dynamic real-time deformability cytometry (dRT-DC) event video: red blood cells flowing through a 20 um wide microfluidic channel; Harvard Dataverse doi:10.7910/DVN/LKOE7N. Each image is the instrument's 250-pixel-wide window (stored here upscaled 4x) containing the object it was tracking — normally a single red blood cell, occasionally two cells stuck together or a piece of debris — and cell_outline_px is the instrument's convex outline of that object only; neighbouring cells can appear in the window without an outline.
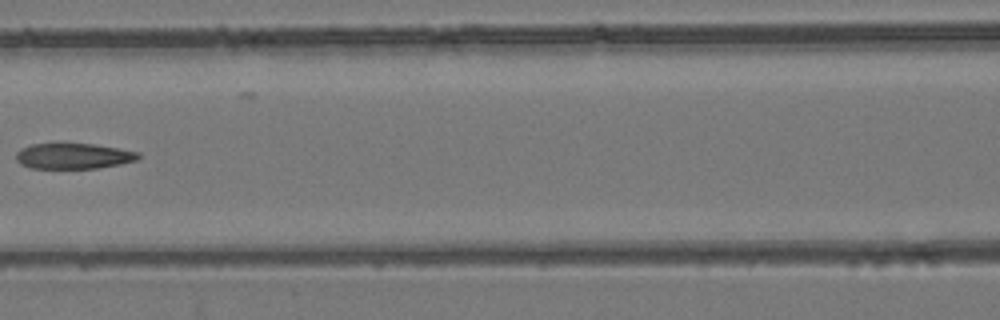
{"species": "common noctule bat (a hibernating species)", "species_latin": "Nyctalus noctula", "temperature_condition": "room temperature", "stored_images_in_passage": 9, "camera_frame_rate_fps": 3000, "um_per_image_px": 0.085, "animal": {"sex": "female", "body_mass_g": 24.6, "forearm_length_mm": 56.2}, "frame": {"image": 1, "passage_image": 7, "time_ms": 2.0, "image_size_px": [1000, 320], "cell_outline_px": [[140, 156], [136, 160], [120, 164], [96, 168], [32, 168], [20, 164], [16, 160], [16, 152], [32, 144], [92, 144], [140, 152]], "centroid_in_image_um": [6.24, 13.27], "position_along_channel_um": 160.4, "area_um2": 17.98}}
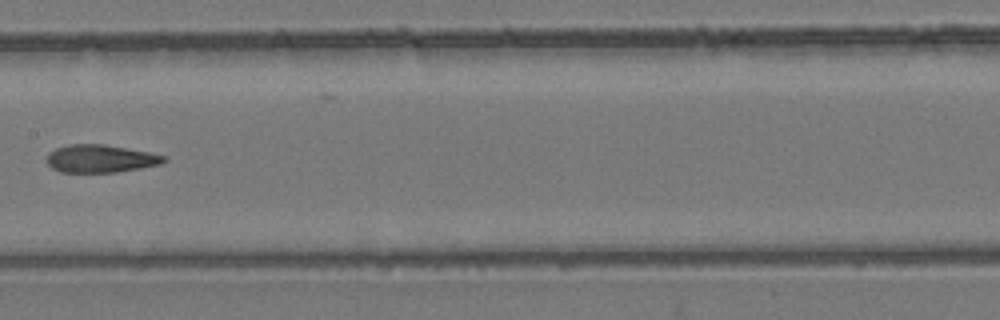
{"frame": {"image": 2, "passage_image": 8, "time_ms": 2.333, "image_size_px": [1000, 320], "cell_outline_px": [[168, 160], [160, 164], [116, 172], [60, 172], [52, 168], [48, 164], [48, 152], [56, 148], [68, 144], [104, 144], [148, 152], [164, 156]], "centroid_in_image_um": [8.51, 13.48], "position_along_channel_um": 198.9, "area_um2": 18.79}}